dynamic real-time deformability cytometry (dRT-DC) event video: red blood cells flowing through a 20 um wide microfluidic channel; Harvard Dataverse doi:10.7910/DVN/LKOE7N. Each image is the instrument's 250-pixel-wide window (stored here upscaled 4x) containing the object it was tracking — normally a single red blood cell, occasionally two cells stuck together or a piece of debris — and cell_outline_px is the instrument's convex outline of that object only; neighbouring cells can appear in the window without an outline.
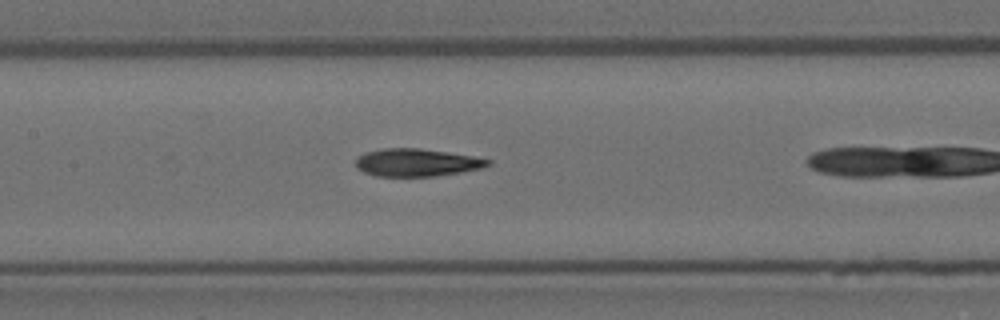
{"species": "Egyptian fruit bat (a non-hibernating species)", "species_latin": "Rousettus aegyptiacus", "temperature_condition": "room temperature", "stored_images_in_passage": 11, "camera_frame_rate_fps": 3000, "um_per_image_px": 0.085, "animal": {"sex": "female"}, "frame": {"image": 1, "passage_image": 10, "time_ms": 3.0, "image_size_px": [1000, 320], "cell_outline_px": [[492, 164], [484, 168], [436, 176], [376, 176], [364, 172], [356, 168], [356, 160], [364, 152], [384, 148], [420, 148], [472, 156], [492, 160]], "centroid_in_image_um": [35.44, 13.81], "position_along_channel_um": 172.0, "area_um2": 21.33}}